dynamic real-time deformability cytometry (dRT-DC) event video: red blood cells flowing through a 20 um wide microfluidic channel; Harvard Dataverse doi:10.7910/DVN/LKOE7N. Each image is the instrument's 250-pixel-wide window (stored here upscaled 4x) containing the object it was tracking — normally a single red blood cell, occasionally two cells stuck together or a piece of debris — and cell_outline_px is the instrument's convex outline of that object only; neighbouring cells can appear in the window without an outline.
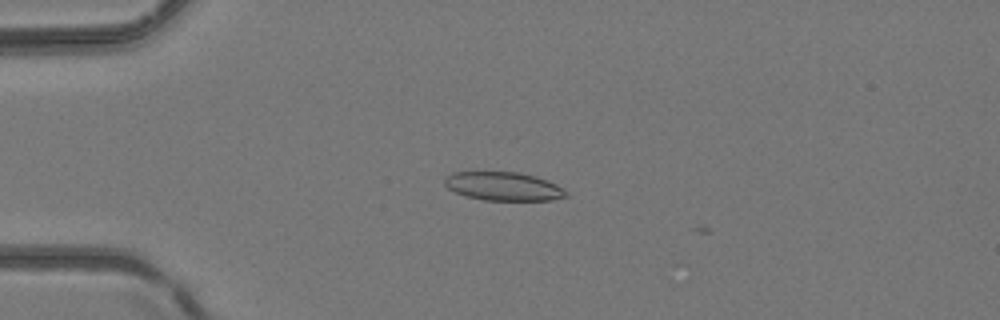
{"species": "common noctule bat (a hibernating species)", "species_latin": "Nyctalus noctula", "temperature_condition": "room temperature", "stored_images_in_passage": 6, "camera_frame_rate_fps": 3000, "um_per_image_px": 0.085, "animal": {"sex": "female", "body_mass_g": 24.6, "forearm_length_mm": 56.2}, "frame": {"image": 1, "passage_image": 4, "time_ms": 1.0, "image_size_px": [1000, 320], "cell_outline_px": [[568, 196], [552, 200], [484, 200], [468, 196], [456, 192], [448, 188], [444, 184], [444, 176], [452, 172], [520, 172], [536, 176], [548, 180], [564, 188], [568, 192]], "centroid_in_image_um": [42.82, 15.83], "position_along_channel_um": 42.2, "area_um2": 20.35}}